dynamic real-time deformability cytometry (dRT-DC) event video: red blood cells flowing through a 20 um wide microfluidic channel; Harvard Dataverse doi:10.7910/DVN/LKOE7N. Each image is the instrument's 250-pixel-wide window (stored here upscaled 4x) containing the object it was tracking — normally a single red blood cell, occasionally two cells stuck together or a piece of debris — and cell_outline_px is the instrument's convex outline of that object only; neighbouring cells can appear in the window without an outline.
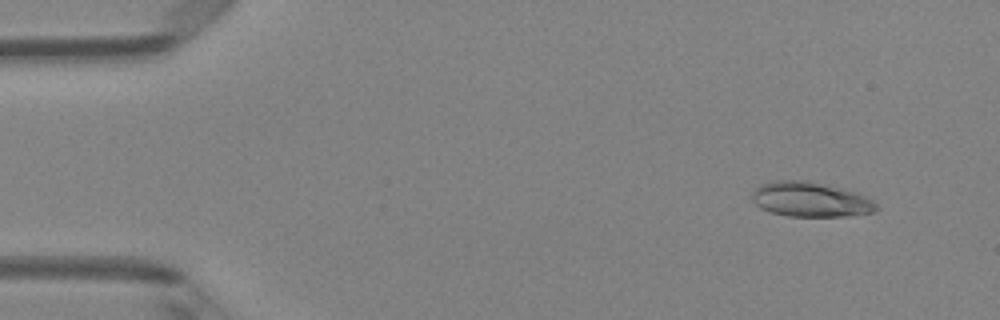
{"species": "Egyptian fruit bat (a non-hibernating species)", "species_latin": "Rousettus aegyptiacus", "temperature_condition": "room temperature", "stored_images_in_passage": 48, "camera_frame_rate_fps": 3000, "um_per_image_px": 0.085, "animal": {"sex": "female"}, "frame": {"image": 1, "passage_image": 4, "time_ms": 1.0, "image_size_px": [1000, 320], "cell_outline_px": [[880, 208], [876, 212], [844, 216], [788, 216], [772, 212], [760, 208], [752, 200], [752, 192], [760, 184], [776, 180], [808, 180], [856, 192], [872, 200]], "centroid_in_image_um": [68.89, 16.95], "position_along_channel_um": 16.1, "area_um2": 25.2}}
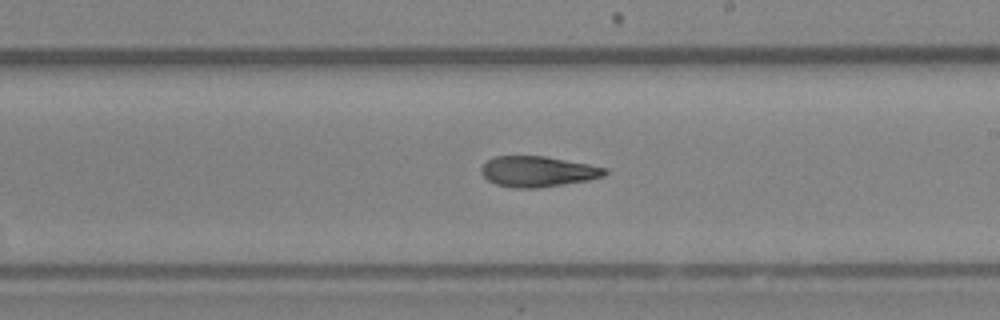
{"frame": {"image": 2, "passage_image": 28, "time_ms": 9.0, "image_size_px": [1000, 320], "cell_outline_px": [[608, 172], [604, 176], [588, 180], [564, 184], [536, 188], [512, 188], [496, 184], [488, 180], [480, 172], [480, 168], [488, 160], [496, 156], [544, 156], [588, 164], [608, 168]], "centroid_in_image_um": [45.71, 14.58], "position_along_channel_um": 243.3, "area_um2": 22.02}}
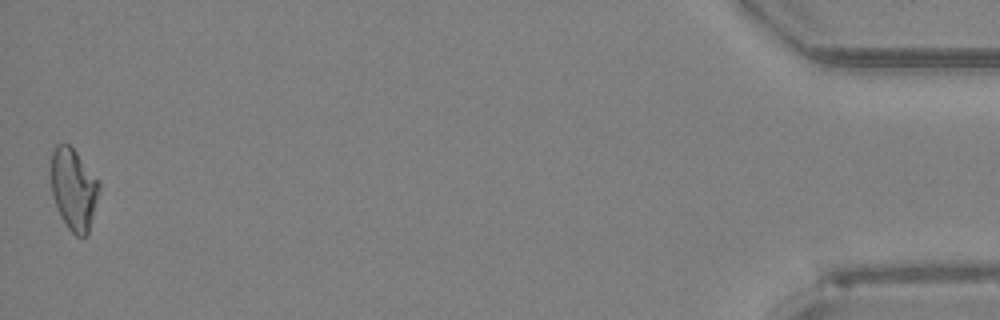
{"frame": {"image": 3, "passage_image": 48, "time_ms": 15.667, "image_size_px": [1000, 320], "cell_outline_px": [[100, 188], [88, 236], [76, 236], [68, 228], [60, 216], [52, 196], [52, 152], [56, 144], [68, 144], [76, 152], [100, 180]], "centroid_in_image_um": [6.29, 16.1], "position_along_channel_um": 428.9, "area_um2": 22.89}, "authors_computed_cell_mechanics": {"area_um2": 23.1489, "velocity_mm_per_s": 4.1705, "shape_relaxation_time_tau1_ms": null, "shape_relaxation_time_tau2_ms": 5.9532, "deformation_change_tau1": null, "deformation_change_tau2": 0.1597}}